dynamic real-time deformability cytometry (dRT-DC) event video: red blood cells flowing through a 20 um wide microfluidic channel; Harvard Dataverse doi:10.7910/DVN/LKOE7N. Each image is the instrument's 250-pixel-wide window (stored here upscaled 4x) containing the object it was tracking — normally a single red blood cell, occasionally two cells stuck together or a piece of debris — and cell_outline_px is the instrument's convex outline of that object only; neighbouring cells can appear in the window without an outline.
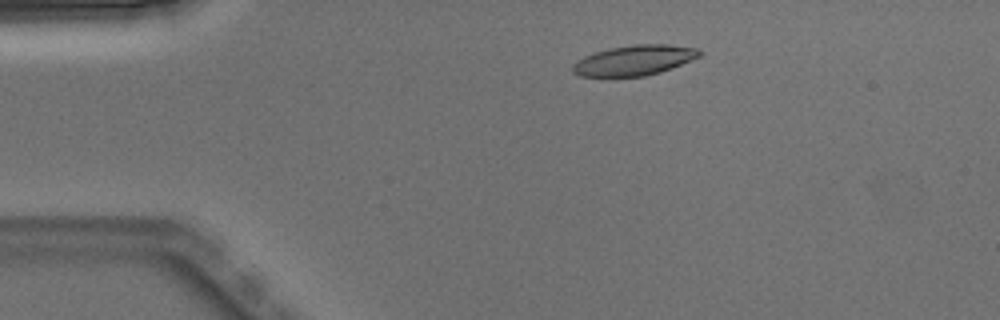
{"species": "Egyptian fruit bat (a non-hibernating species)", "species_latin": "Rousettus aegyptiacus", "temperature_condition": "warm", "stored_images_in_passage": 5, "camera_frame_rate_fps": 3000, "um_per_image_px": 0.085, "animal": {"sex": "male"}, "frame": {"image": 1, "passage_image": 2, "time_ms": 0.333, "image_size_px": [1000, 320], "cell_outline_px": [[704, 52], [700, 56], [692, 60], [672, 68], [660, 72], [644, 76], [580, 76], [572, 72], [572, 64], [576, 60], [584, 56], [596, 52], [612, 48], [632, 44], [668, 44], [700, 48]], "centroid_in_image_um": [53.95, 5.11], "position_along_channel_um": 31.0, "area_um2": 22.43}}
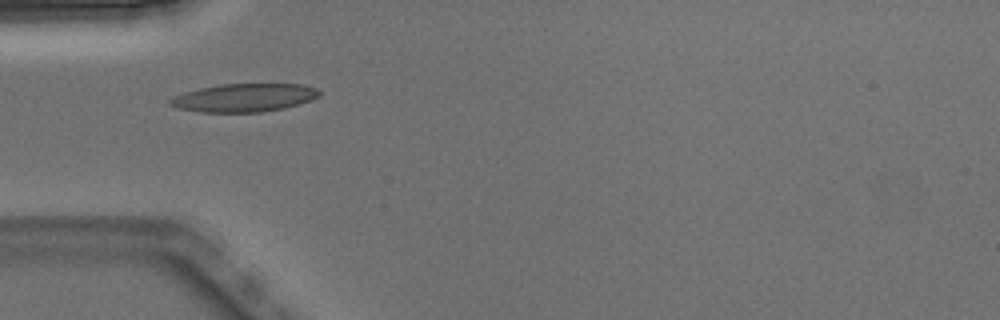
{"frame": {"image": 2, "passage_image": 3, "time_ms": 0.667, "image_size_px": [1000, 320], "cell_outline_px": [[320, 96], [284, 108], [260, 112], [200, 112], [176, 108], [168, 104], [168, 100], [184, 92], [200, 88], [220, 84], [304, 84], [316, 88], [320, 92]], "centroid_in_image_um": [20.72, 8.3], "position_along_channel_um": 64.3, "area_um2": 24.39}}
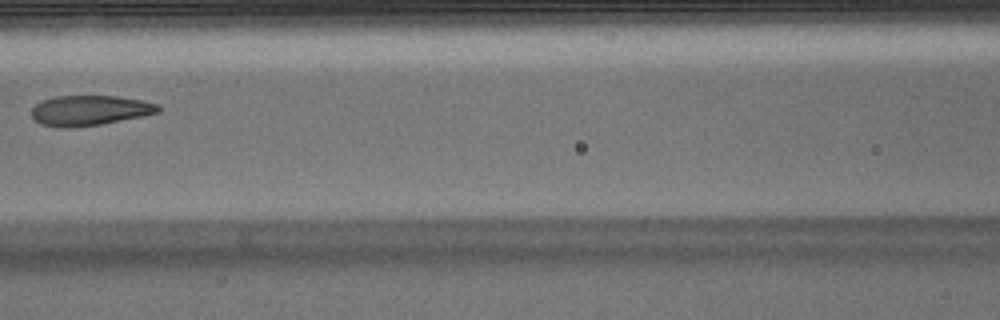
{"frame": {"image": 3, "passage_image": 5, "time_ms": 1.333, "image_size_px": [1000, 320], "cell_outline_px": [[160, 112], [100, 124], [68, 128], [40, 124], [32, 116], [32, 108], [36, 104], [44, 100], [56, 96], [116, 96], [144, 100], [156, 104], [160, 108]], "centroid_in_image_um": [7.62, 9.38], "position_along_channel_um": 159.0, "area_um2": 21.91}}